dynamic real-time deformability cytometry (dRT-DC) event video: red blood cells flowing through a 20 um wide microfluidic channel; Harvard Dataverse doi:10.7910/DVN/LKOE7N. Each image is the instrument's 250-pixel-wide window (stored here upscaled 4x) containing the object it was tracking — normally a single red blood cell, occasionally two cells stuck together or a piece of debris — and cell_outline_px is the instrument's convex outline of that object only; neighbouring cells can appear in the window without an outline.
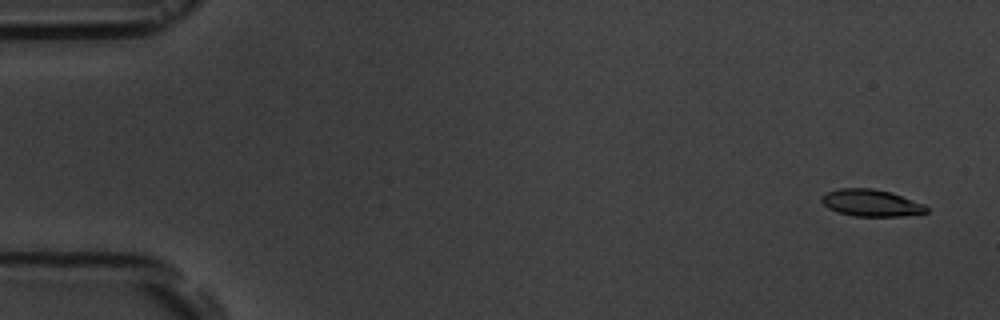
{"species": "common noctule bat (a hibernating species)", "species_latin": "Nyctalus noctula", "temperature_condition": "room temperature", "stored_images_in_passage": 5, "camera_frame_rate_fps": 3000, "um_per_image_px": 0.085, "animal": {"sex": "male", "body_mass_g": 19.5, "forearm_length_mm": 54.6}, "frame": {"image": 1, "passage_image": 1, "time_ms": 0.0, "image_size_px": [1000, 320], "cell_outline_px": [[928, 212], [900, 216], [856, 216], [836, 212], [828, 208], [820, 200], [820, 196], [828, 192], [840, 188], [872, 188], [892, 192], [924, 204], [928, 208]], "centroid_in_image_um": [74.03, 17.24], "position_along_channel_um": 11.0, "area_um2": 16.47}}
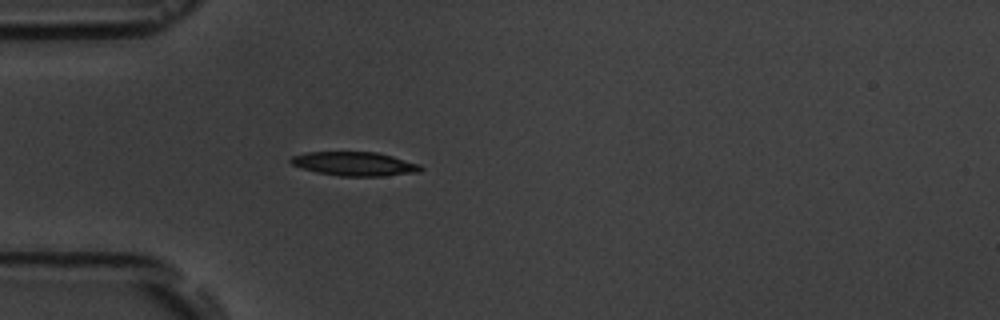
{"frame": {"image": 2, "passage_image": 5, "time_ms": 4.667, "image_size_px": [1000, 320], "cell_outline_px": [[424, 168], [420, 172], [384, 176], [340, 176], [316, 172], [292, 164], [288, 160], [292, 156], [304, 152], [376, 152], [392, 156], [420, 164]], "centroid_in_image_um": [30.15, 13.93], "position_along_channel_um": 54.8, "area_um2": 18.15}}